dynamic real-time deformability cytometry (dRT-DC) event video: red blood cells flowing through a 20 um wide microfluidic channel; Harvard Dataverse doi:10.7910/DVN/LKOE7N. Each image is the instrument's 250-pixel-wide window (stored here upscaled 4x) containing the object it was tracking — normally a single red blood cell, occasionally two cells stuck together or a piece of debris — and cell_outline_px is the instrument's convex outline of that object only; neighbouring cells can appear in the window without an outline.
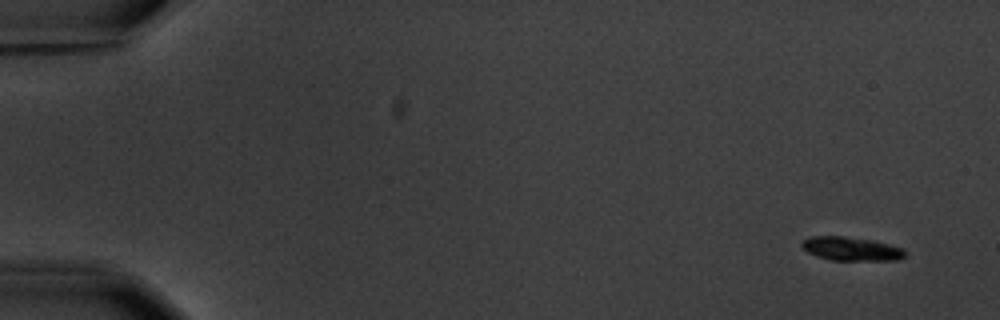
{"species": "common noctule bat (a hibernating species)", "species_latin": "Nyctalus noctula", "temperature_condition": "warm", "stored_images_in_passage": 5, "camera_frame_rate_fps": 3000, "um_per_image_px": 0.085, "animal": {"sex": "male", "body_mass_g": 20.1, "forearm_length_mm": 53.5}, "frame": {"image": 1, "passage_image": 1, "time_ms": 0.0, "image_size_px": [1000, 320], "cell_outline_px": [[904, 256], [900, 260], [832, 260], [816, 256], [808, 252], [800, 244], [804, 240], [812, 236], [844, 236], [872, 240], [904, 248]], "centroid_in_image_um": [72.36, 21.15], "position_along_channel_um": 12.6, "area_um2": 14.16}}
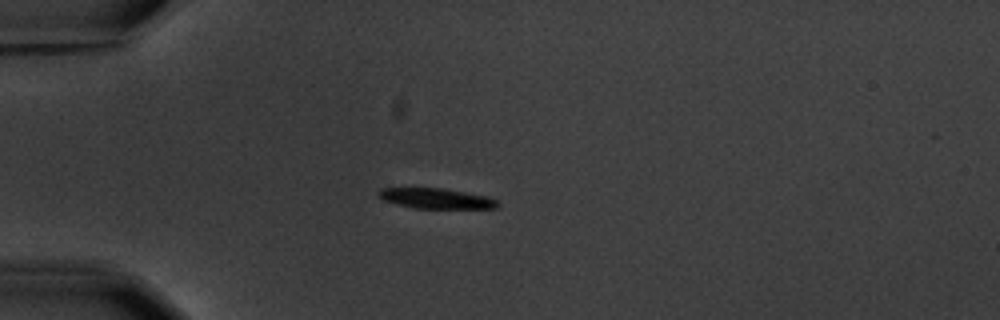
{"frame": {"image": 2, "passage_image": 4, "time_ms": 4.333, "image_size_px": [1000, 320], "cell_outline_px": [[500, 204], [496, 208], [412, 208], [396, 204], [384, 200], [376, 192], [380, 188], [440, 188], [488, 196], [496, 200]], "centroid_in_image_um": [37.06, 16.87], "position_along_channel_um": 47.9, "area_um2": 13.99}}